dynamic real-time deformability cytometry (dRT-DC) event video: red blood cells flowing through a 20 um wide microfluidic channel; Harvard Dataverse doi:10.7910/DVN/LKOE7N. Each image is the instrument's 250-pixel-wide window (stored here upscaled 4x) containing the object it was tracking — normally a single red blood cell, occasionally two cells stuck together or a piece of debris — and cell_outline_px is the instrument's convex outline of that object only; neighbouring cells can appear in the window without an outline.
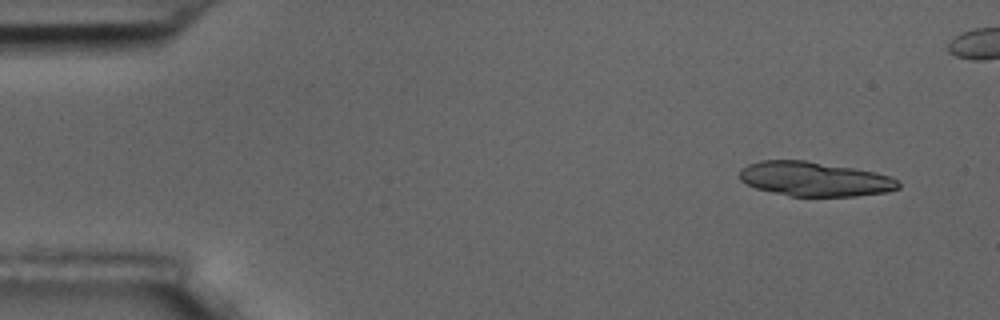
{"species": "common noctule bat (a hibernating species)", "species_latin": "Nyctalus noctula", "temperature_condition": "room temperature", "stored_images_in_passage": 3, "camera_frame_rate_fps": 3000, "um_per_image_px": 0.085, "animal": {"sex": "male", "body_mass_g": 17.5, "forearm_length_mm": 52.3}, "frame": {"image": 1, "passage_image": 3, "time_ms": 2.333, "image_size_px": [1000, 320], "cell_outline_px": [[900, 188], [888, 192], [856, 196], [788, 196], [756, 188], [740, 180], [740, 168], [748, 164], [760, 160], [804, 160], [876, 172], [888, 176], [896, 180], [900, 184]], "centroid_in_image_um": [69.23, 15.22], "position_along_channel_um": 15.8, "area_um2": 31.79}}